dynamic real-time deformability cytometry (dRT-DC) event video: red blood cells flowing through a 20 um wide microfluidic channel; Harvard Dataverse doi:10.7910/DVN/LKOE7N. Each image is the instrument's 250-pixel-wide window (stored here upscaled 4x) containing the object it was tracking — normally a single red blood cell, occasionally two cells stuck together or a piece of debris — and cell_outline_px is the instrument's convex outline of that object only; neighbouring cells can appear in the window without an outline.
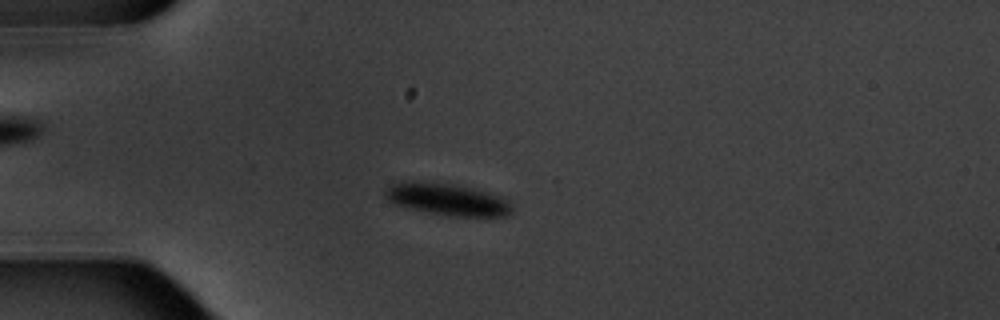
{"species": "common noctule bat (a hibernating species)", "species_latin": "Nyctalus noctula", "temperature_condition": "warm", "stored_images_in_passage": 4, "camera_frame_rate_fps": 3000, "um_per_image_px": 0.085, "animal": {"sex": "male", "body_mass_g": 20.1, "forearm_length_mm": 53.5}, "frame": {"image": 1, "passage_image": 4, "time_ms": 3.333, "image_size_px": [1000, 320], "cell_outline_px": [[512, 212], [508, 216], [448, 216], [428, 212], [392, 204], [384, 196], [384, 188], [396, 180], [420, 180], [452, 184], [476, 188], [504, 196], [512, 204]], "centroid_in_image_um": [37.98, 16.91], "position_along_channel_um": 47.0, "area_um2": 24.51}}